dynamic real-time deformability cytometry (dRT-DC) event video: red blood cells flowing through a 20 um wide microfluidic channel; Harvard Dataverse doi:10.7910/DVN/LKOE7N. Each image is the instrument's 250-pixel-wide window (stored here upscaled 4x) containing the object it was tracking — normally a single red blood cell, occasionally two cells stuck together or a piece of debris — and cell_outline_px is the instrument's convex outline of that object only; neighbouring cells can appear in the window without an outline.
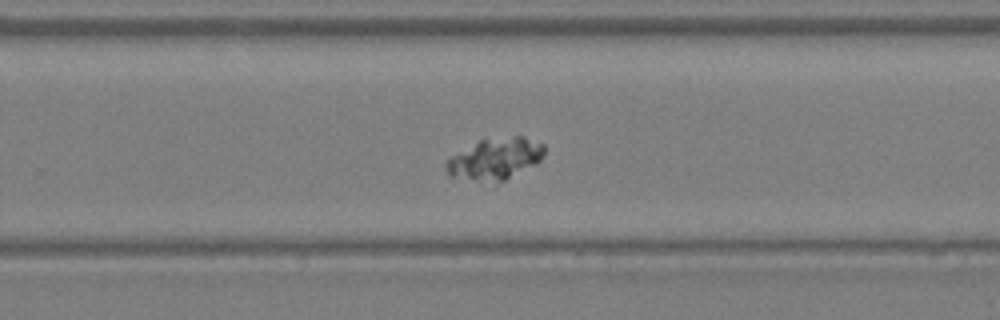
{"species": "Egyptian fruit bat (a non-hibernating species)", "species_latin": "Rousettus aegyptiacus", "temperature_condition": "warm", "stored_images_in_passage": 25, "camera_frame_rate_fps": 3000, "um_per_image_px": 0.085, "animal": {"sex": "female"}, "frame": {"image": 1, "passage_image": 13, "time_ms": 4.0, "image_size_px": [1000, 320], "cell_outline_px": [[544, 156], [536, 164], [504, 180], [476, 180], [448, 176], [448, 160], [452, 156], [484, 136], [524, 136], [544, 144]], "centroid_in_image_um": [42.13, 13.43], "position_along_channel_um": 287.7, "area_um2": 23.58}}
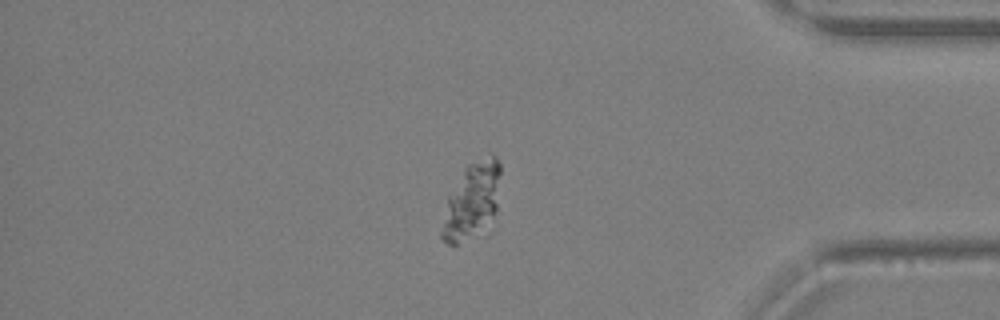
{"frame": {"image": 2, "passage_image": 20, "time_ms": 6.333, "image_size_px": [1000, 320], "cell_outline_px": [[500, 172], [496, 212], [492, 216], [456, 244], [448, 244], [440, 240], [440, 232], [448, 196], [464, 168], [468, 164], [492, 152], [496, 156], [500, 164]], "centroid_in_image_um": [40.08, 16.94], "position_along_channel_um": 395.1, "area_um2": 24.97}}
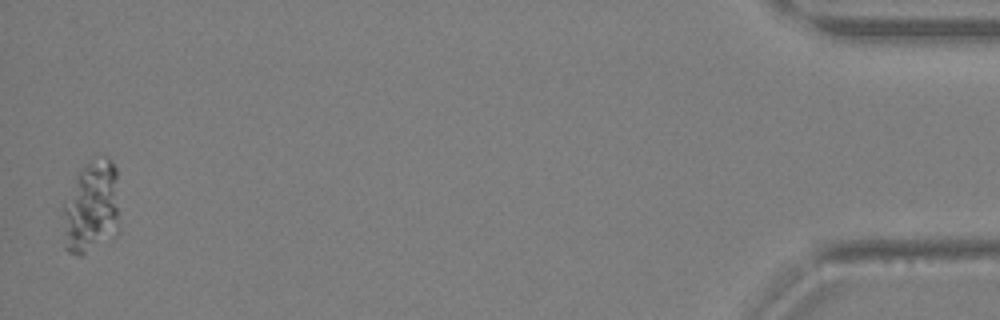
{"frame": {"image": 3, "passage_image": 25, "time_ms": 8.0, "image_size_px": [1000, 320], "cell_outline_px": [[116, 216], [112, 228], [80, 256], [76, 256], [68, 252], [64, 248], [64, 204], [76, 176], [88, 164], [104, 156], [108, 156], [112, 160], [116, 168]], "centroid_in_image_um": [7.68, 17.52], "position_along_channel_um": 427.5, "area_um2": 28.15}}